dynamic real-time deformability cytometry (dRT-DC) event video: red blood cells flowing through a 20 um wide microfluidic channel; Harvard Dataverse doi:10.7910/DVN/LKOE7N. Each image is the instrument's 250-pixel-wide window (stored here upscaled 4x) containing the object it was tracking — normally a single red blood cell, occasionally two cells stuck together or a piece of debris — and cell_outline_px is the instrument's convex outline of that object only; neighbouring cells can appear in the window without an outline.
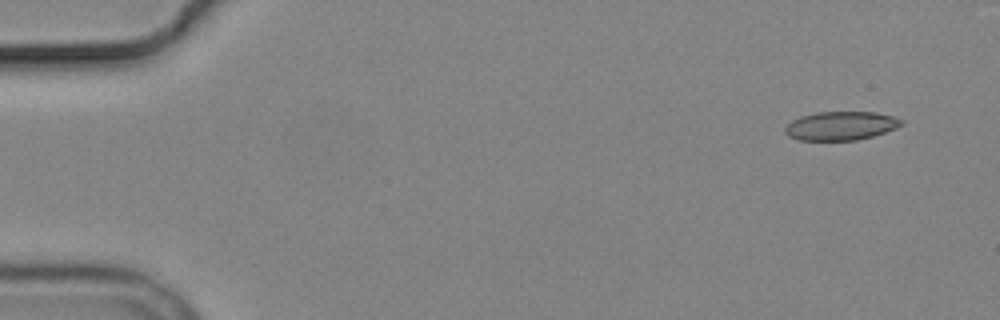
{"species": "common noctule bat (a hibernating species)", "species_latin": "Nyctalus noctula", "temperature_condition": "cold", "stored_images_in_passage": 4, "camera_frame_rate_fps": 3000, "um_per_image_px": 0.085, "animal": {"sex": "male", "body_mass_g": 19.2, "forearm_length_mm": 51.8}, "frame": {"image": 1, "passage_image": 1, "time_ms": 0.0, "image_size_px": [1000, 320], "cell_outline_px": [[904, 124], [896, 128], [872, 136], [856, 140], [800, 140], [788, 136], [784, 132], [784, 128], [792, 120], [800, 116], [816, 112], [876, 112], [892, 116], [904, 120]], "centroid_in_image_um": [71.46, 10.69], "position_along_channel_um": 13.5, "area_um2": 19.48}}
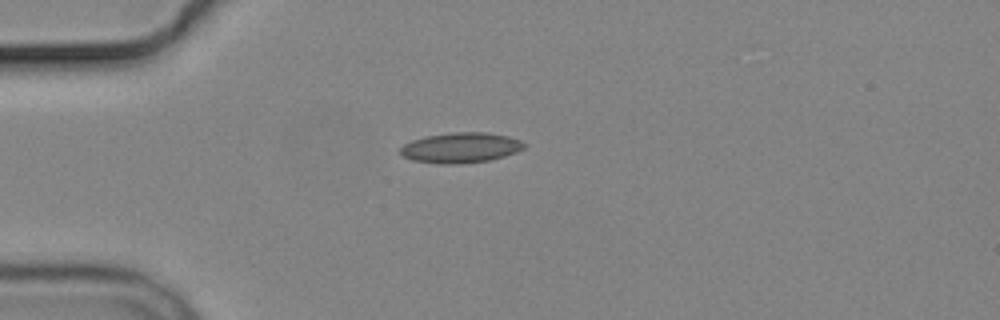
{"frame": {"image": 2, "passage_image": 4, "time_ms": 3.667, "image_size_px": [1000, 320], "cell_outline_px": [[528, 144], [524, 148], [516, 152], [504, 156], [488, 160], [460, 164], [440, 164], [412, 160], [404, 156], [400, 152], [400, 148], [404, 144], [412, 140], [424, 136], [452, 132], [488, 132], [508, 136], [520, 140]], "centroid_in_image_um": [39.17, 12.55], "position_along_channel_um": 45.8, "area_um2": 21.96}}